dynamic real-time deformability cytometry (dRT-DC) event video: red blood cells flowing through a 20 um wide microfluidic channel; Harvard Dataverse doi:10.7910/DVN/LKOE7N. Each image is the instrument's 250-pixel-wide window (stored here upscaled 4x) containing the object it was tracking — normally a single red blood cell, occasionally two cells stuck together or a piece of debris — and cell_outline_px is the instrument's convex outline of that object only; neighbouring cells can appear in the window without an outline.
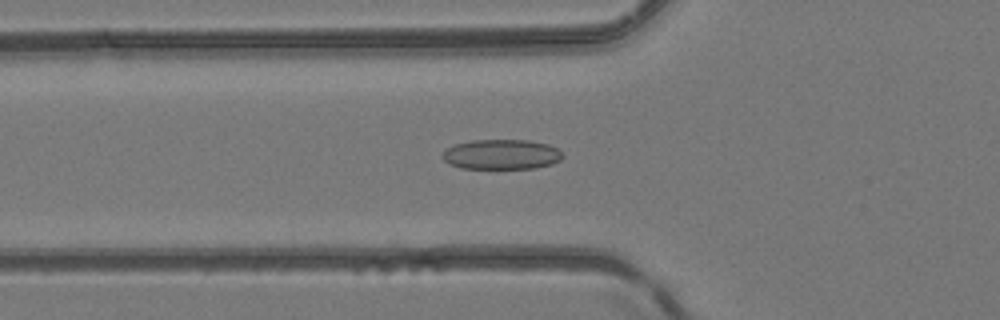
{"species": "common noctule bat (a hibernating species)", "species_latin": "Nyctalus noctula", "temperature_condition": "room temperature", "stored_images_in_passage": 31, "camera_frame_rate_fps": 3000, "um_per_image_px": 0.085, "animal": {"sex": "female", "body_mass_g": 24.6, "forearm_length_mm": 56.2}, "frame": {"image": 1, "passage_image": 3, "time_ms": 0.667, "image_size_px": [1000, 320], "cell_outline_px": [[564, 156], [560, 160], [552, 164], [536, 168], [460, 168], [448, 164], [440, 156], [448, 148], [456, 144], [472, 140], [528, 140], [548, 144], [556, 148]], "centroid_in_image_um": [42.62, 13.13], "position_along_channel_um": 83.2, "area_um2": 20.98}}
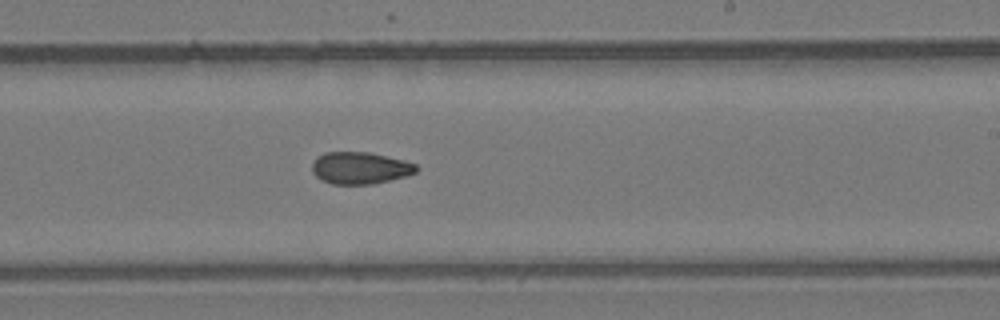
{"frame": {"image": 2, "passage_image": 15, "time_ms": 4.667, "image_size_px": [1000, 320], "cell_outline_px": [[420, 168], [416, 172], [408, 176], [372, 184], [332, 184], [320, 180], [312, 172], [312, 164], [316, 156], [324, 152], [368, 152], [404, 160], [416, 164]], "centroid_in_image_um": [30.6, 14.28], "position_along_channel_um": 258.4, "area_um2": 19.65}}
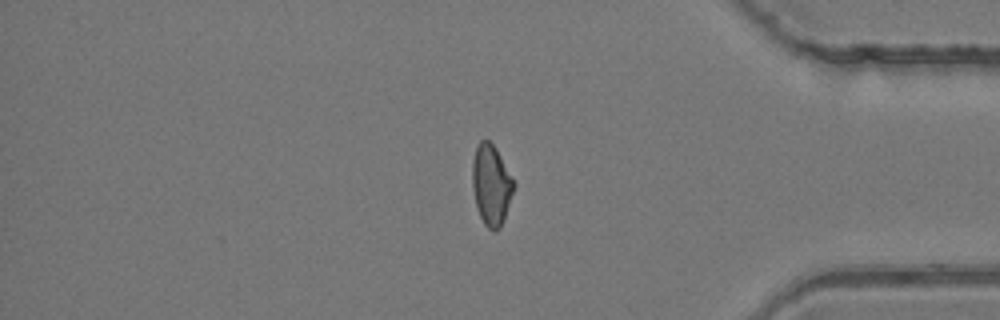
{"frame": {"image": 3, "passage_image": 26, "time_ms": 8.333, "image_size_px": [1000, 320], "cell_outline_px": [[516, 188], [500, 228], [496, 232], [492, 232], [484, 224], [476, 208], [472, 188], [472, 160], [476, 148], [480, 140], [488, 140], [496, 148], [516, 184]], "centroid_in_image_um": [41.76, 15.75], "position_along_channel_um": 393.4, "area_um2": 19.77}}